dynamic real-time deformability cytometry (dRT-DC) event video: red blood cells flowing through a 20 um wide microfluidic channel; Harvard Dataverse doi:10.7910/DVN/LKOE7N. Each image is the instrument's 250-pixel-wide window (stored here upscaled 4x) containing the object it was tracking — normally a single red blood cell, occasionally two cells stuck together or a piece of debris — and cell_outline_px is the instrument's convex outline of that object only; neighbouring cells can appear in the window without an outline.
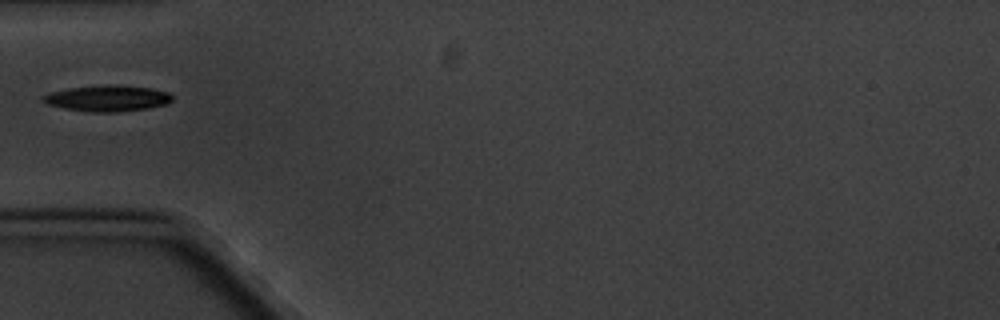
{"species": "common noctule bat (a hibernating species)", "species_latin": "Nyctalus noctula", "temperature_condition": "cold", "stored_images_in_passage": 6, "camera_frame_rate_fps": 3000, "um_per_image_px": 0.085, "animal": {"sex": "male", "body_mass_g": 20.1, "forearm_length_mm": 53.5}, "frame": {"image": 1, "passage_image": 1, "time_ms": 0.0, "image_size_px": [1000, 320], "cell_outline_px": [[172, 100], [168, 104], [148, 108], [116, 112], [92, 112], [64, 108], [44, 104], [40, 100], [44, 96], [52, 92], [68, 88], [116, 84], [152, 88], [168, 92], [172, 96]], "centroid_in_image_um": [9.15, 8.36], "position_along_channel_um": 75.9, "area_um2": 19.65}}